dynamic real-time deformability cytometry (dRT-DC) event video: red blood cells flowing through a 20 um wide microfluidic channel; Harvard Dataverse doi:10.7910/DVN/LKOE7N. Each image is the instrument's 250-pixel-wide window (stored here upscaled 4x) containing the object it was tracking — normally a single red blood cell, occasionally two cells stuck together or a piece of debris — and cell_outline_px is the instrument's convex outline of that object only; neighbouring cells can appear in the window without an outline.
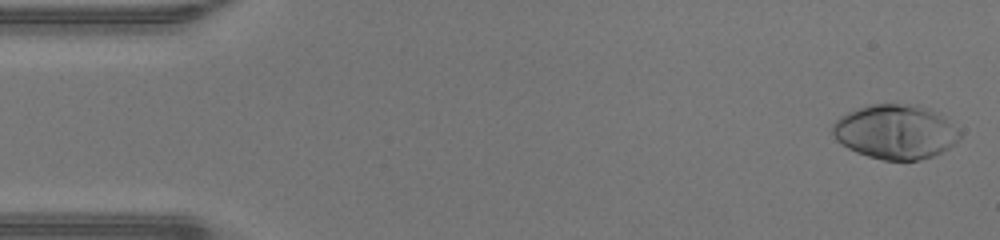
{"species": "human", "species_latin": "Homo sapiens", "temperature_condition": "warm", "stored_images_in_passage": 47, "camera_frame_rate_fps": 3000, "um_per_image_px": 0.085, "donor": {"sex": "male"}, "frame": {"image": 1, "passage_image": 1, "time_ms": 0.0, "image_size_px": [1000, 240], "cell_outline_px": [[960, 136], [948, 148], [932, 156], [920, 160], [884, 160], [868, 156], [856, 152], [848, 148], [836, 140], [832, 132], [832, 124], [840, 116], [848, 112], [872, 104], [920, 104], [940, 112], [960, 132]], "centroid_in_image_um": [76.11, 11.19], "position_along_channel_um": 8.9, "area_um2": 40.34}}
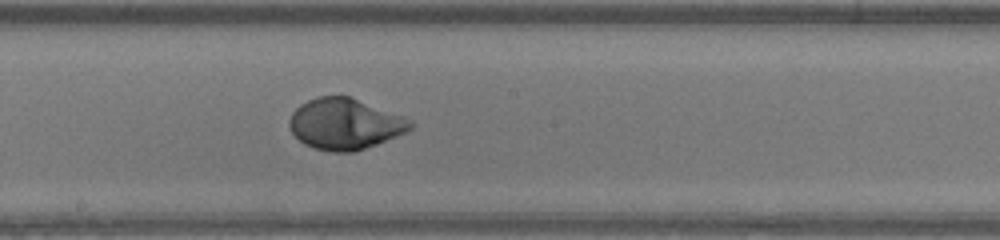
{"frame": {"image": 2, "passage_image": 25, "time_ms": 8.0, "image_size_px": [1000, 240], "cell_outline_px": [[412, 128], [396, 136], [376, 144], [352, 152], [332, 152], [312, 148], [304, 144], [292, 132], [288, 124], [288, 120], [292, 112], [300, 104], [308, 100], [320, 96], [348, 96], [404, 116], [412, 120]], "centroid_in_image_um": [29.29, 10.53], "position_along_channel_um": 218.9, "area_um2": 35.78}}
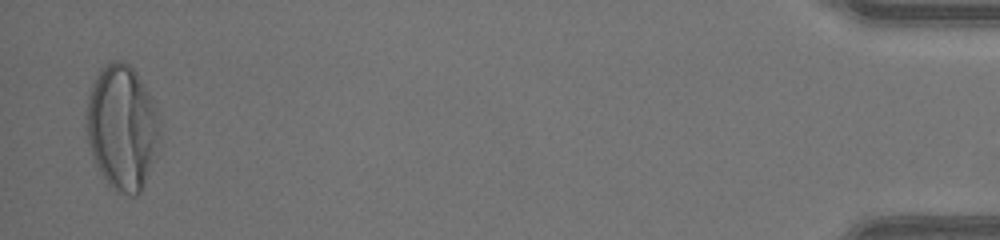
{"frame": {"image": 3, "passage_image": 46, "time_ms": 15.0, "image_size_px": [1000, 240], "cell_outline_px": [[156, 140], [152, 160], [144, 188], [136, 196], [132, 196], [112, 188], [104, 180], [92, 156], [88, 144], [84, 116], [88, 92], [100, 68], [104, 64], [112, 60], [120, 60], [128, 64], [136, 72], [148, 92], [156, 108]], "centroid_in_image_um": [10.29, 10.8], "position_along_channel_um": 424.9, "area_um2": 52.89}, "authors_computed_cell_mechanics": {"area_um2": 36.2984, "velocity_mm_per_s": 4.34, "shape_relaxation_time_tau1_ms": 3.4263, "shape_relaxation_time_tau2_ms": null, "deformation_change_tau1": 0.2383, "deformation_change_tau2": null}}